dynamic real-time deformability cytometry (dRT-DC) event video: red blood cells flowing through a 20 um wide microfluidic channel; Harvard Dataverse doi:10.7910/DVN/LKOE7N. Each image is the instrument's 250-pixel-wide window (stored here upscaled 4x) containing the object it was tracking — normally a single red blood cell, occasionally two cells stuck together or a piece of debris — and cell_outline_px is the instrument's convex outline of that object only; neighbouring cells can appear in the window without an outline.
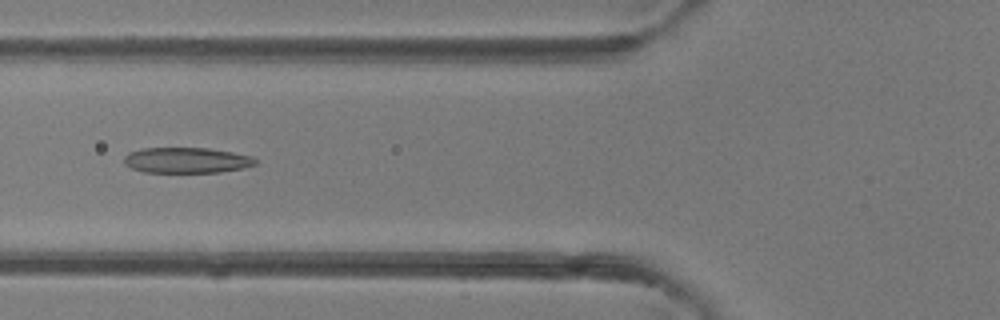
{"species": "common noctule bat (a hibernating species)", "species_latin": "Nyctalus noctula", "temperature_condition": "room temperature", "stored_images_in_passage": 4, "camera_frame_rate_fps": 3000, "um_per_image_px": 0.085, "animal": {"sex": "female"}, "frame": {"image": 1, "passage_image": 4, "time_ms": 3.333, "image_size_px": [1000, 320], "cell_outline_px": [[256, 164], [244, 168], [220, 172], [144, 172], [132, 168], [124, 164], [124, 156], [128, 152], [144, 148], [208, 148], [232, 152], [252, 156], [256, 160]], "centroid_in_image_um": [15.85, 13.62], "position_along_channel_um": 109.9, "area_um2": 19.59}}